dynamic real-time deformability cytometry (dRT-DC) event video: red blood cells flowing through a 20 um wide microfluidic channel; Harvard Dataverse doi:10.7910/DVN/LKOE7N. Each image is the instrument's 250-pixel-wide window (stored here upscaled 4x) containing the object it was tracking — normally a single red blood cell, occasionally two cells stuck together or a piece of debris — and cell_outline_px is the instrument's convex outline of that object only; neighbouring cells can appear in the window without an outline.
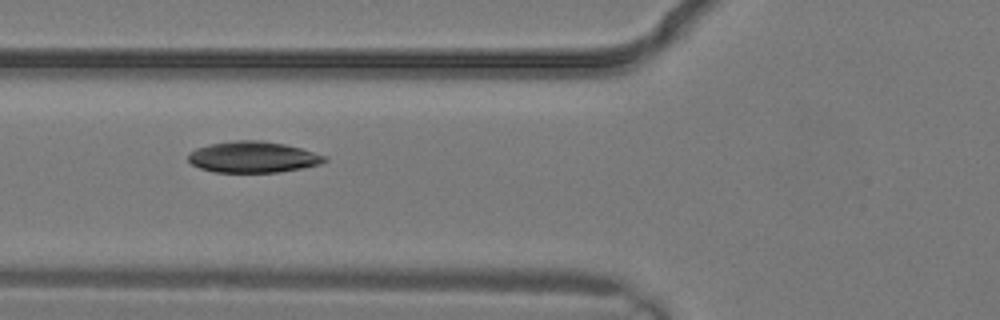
{"species": "common noctule bat (a hibernating species)", "species_latin": "Nyctalus noctula", "temperature_condition": "warm", "stored_images_in_passage": 2, "camera_frame_rate_fps": 3000, "um_per_image_px": 0.085, "animal": {"sex": "male", "body_mass_g": 19.2, "forearm_length_mm": 51.8}, "frame": {"image": 1, "passage_image": 2, "time_ms": 0.333, "image_size_px": [1000, 320], "cell_outline_px": [[328, 160], [320, 164], [304, 168], [280, 172], [216, 172], [200, 168], [192, 164], [188, 160], [188, 156], [196, 148], [208, 144], [236, 140], [260, 140], [284, 144], [300, 148], [328, 156]], "centroid_in_image_um": [21.54, 13.35], "position_along_channel_um": 104.3, "area_um2": 24.8}}